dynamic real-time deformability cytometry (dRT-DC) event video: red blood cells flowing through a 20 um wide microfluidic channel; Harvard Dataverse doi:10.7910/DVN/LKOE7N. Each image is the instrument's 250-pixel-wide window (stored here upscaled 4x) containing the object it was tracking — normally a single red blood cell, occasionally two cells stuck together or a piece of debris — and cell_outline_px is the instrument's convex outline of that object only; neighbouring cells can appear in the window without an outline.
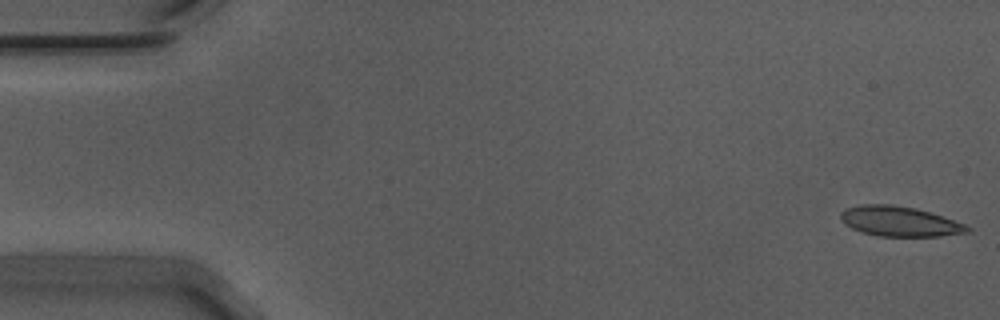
{"species": "Egyptian fruit bat (a non-hibernating species)", "species_latin": "Rousettus aegyptiacus", "temperature_condition": "warm", "stored_images_in_passage": 56, "camera_frame_rate_fps": 3000, "um_per_image_px": 0.085, "animal": {"sex": "male"}, "frame": {"image": 1, "passage_image": 1, "time_ms": 0.0, "image_size_px": [1000, 320], "cell_outline_px": [[972, 232], [940, 236], [880, 236], [860, 232], [844, 224], [840, 220], [840, 212], [848, 208], [860, 204], [892, 204], [916, 208], [964, 224], [972, 228]], "centroid_in_image_um": [76.44, 18.82], "position_along_channel_um": 8.6, "area_um2": 22.14}}
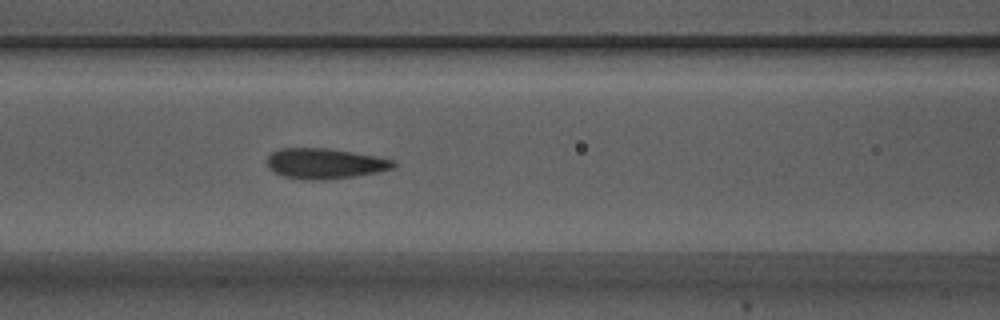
{"frame": {"image": 2, "passage_image": 23, "time_ms": 7.333, "image_size_px": [1000, 320], "cell_outline_px": [[396, 168], [380, 172], [328, 180], [304, 180], [284, 176], [268, 168], [268, 156], [272, 152], [280, 148], [324, 148], [376, 156], [396, 160]], "centroid_in_image_um": [27.66, 13.91], "position_along_channel_um": 138.9, "area_um2": 22.48}}
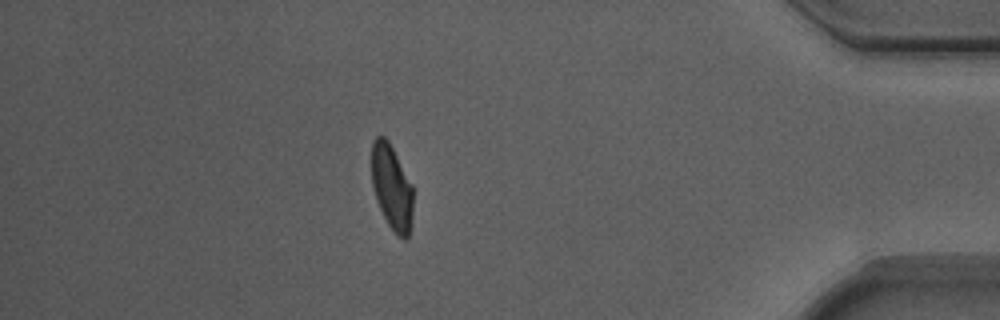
{"frame": {"image": 3, "passage_image": 48, "time_ms": 15.667, "image_size_px": [1000, 320], "cell_outline_px": [[412, 224], [408, 236], [404, 240], [396, 236], [388, 224], [376, 200], [372, 184], [372, 140], [376, 136], [384, 136], [388, 140], [412, 184]], "centroid_in_image_um": [33.3, 15.94], "position_along_channel_um": 401.9, "area_um2": 20.58}, "authors_computed_cell_mechanics": {"area_um2": 22.1085, "velocity_mm_per_s": 3.7077, "shape_relaxation_time_tau1_ms": 3.6629, "shape_relaxation_time_tau2_ms": 0.8673, "deformation_change_tau1": 0.1524, "deformation_change_tau2": 0.0706}}